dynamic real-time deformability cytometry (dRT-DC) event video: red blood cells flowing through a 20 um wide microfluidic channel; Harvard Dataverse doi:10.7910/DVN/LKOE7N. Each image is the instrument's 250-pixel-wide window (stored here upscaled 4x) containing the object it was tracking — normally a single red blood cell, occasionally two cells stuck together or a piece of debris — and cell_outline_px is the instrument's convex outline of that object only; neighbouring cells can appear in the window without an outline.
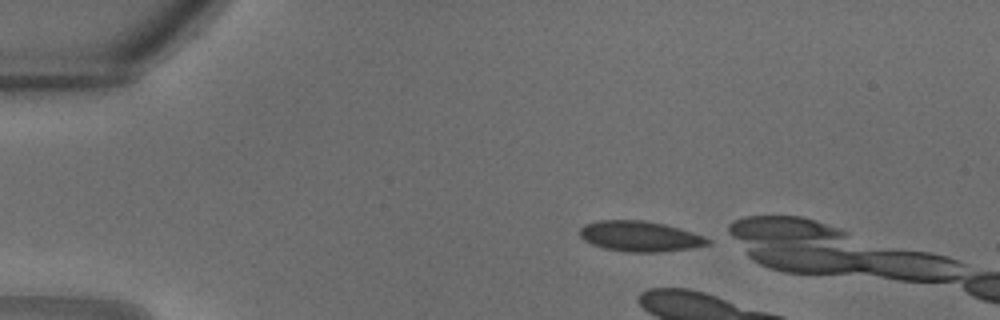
{"species": "common noctule bat (a hibernating species)", "species_latin": "Nyctalus noctula", "temperature_condition": "warm", "stored_images_in_passage": 4, "camera_frame_rate_fps": 3000, "um_per_image_px": 0.085, "animal": {"sex": "male", "body_mass_g": 18.8}, "frame": {"image": 1, "passage_image": 1, "time_ms": 0.0, "image_size_px": [1000, 320], "cell_outline_px": [[712, 244], [692, 248], [660, 252], [628, 252], [604, 248], [592, 244], [584, 240], [580, 236], [580, 228], [584, 224], [596, 220], [644, 220], [664, 224], [680, 228], [704, 236], [712, 240]], "centroid_in_image_um": [54.42, 20.08], "position_along_channel_um": 30.6, "area_um2": 22.89}}